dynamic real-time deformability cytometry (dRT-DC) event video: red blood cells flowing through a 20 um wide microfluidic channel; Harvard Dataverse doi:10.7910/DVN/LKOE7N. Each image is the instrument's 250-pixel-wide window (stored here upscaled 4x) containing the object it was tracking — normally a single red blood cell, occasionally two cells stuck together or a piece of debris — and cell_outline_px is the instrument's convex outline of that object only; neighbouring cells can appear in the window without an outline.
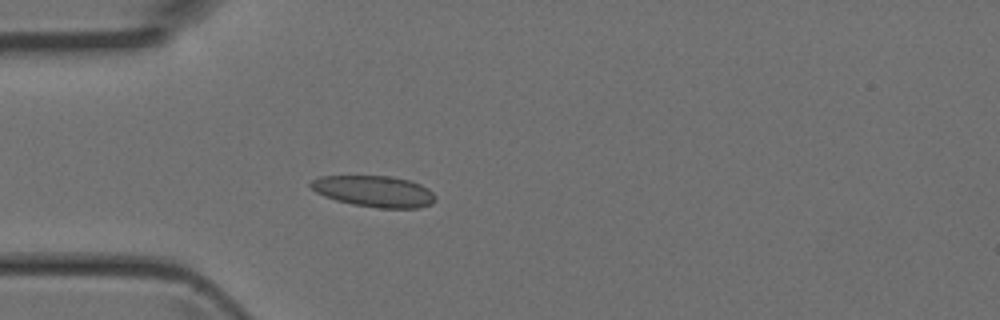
{"species": "Egyptian fruit bat (a non-hibernating species)", "species_latin": "Rousettus aegyptiacus", "temperature_condition": "room temperature", "stored_images_in_passage": 3, "camera_frame_rate_fps": 3000, "um_per_image_px": 0.085, "animal": {"sex": "female"}, "frame": {"image": 1, "passage_image": 3, "time_ms": 0.667, "image_size_px": [1000, 320], "cell_outline_px": [[436, 200], [432, 204], [420, 208], [380, 208], [352, 204], [336, 200], [324, 196], [316, 192], [308, 184], [312, 180], [320, 176], [392, 176], [408, 180], [420, 184], [428, 188], [436, 196]], "centroid_in_image_um": [31.82, 16.26], "position_along_channel_um": 53.2, "area_um2": 22.77}}